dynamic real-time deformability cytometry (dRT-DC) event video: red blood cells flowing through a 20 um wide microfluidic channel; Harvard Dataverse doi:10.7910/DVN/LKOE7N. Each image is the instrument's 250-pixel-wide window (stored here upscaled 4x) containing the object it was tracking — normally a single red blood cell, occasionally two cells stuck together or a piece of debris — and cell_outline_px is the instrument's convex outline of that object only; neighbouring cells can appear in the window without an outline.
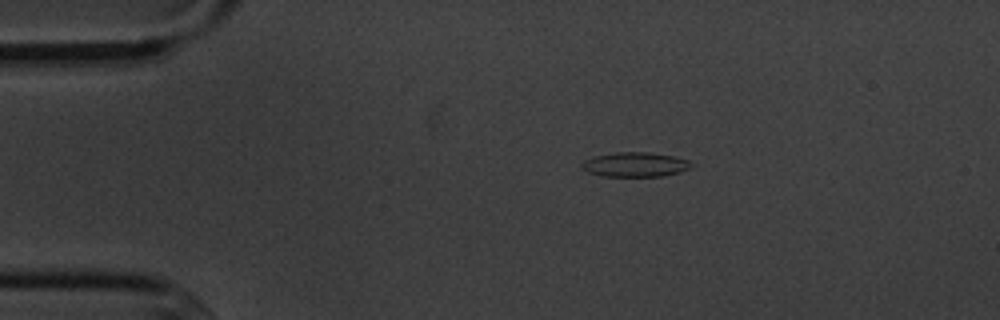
{"species": "common noctule bat (a hibernating species)", "species_latin": "Nyctalus noctula", "temperature_condition": "cold", "stored_images_in_passage": 5, "camera_frame_rate_fps": 3000, "um_per_image_px": 0.085, "animal": {"sex": "male", "body_mass_g": 20.1, "forearm_length_mm": 53.5}, "frame": {"image": 1, "passage_image": 1, "time_ms": 0.0, "image_size_px": [1000, 320], "cell_outline_px": [[692, 164], [688, 168], [680, 172], [664, 176], [604, 176], [588, 172], [580, 168], [580, 164], [584, 160], [596, 156], [616, 152], [648, 152], [672, 156], [688, 160]], "centroid_in_image_um": [53.95, 13.99], "position_along_channel_um": 31.1, "area_um2": 15.55}}
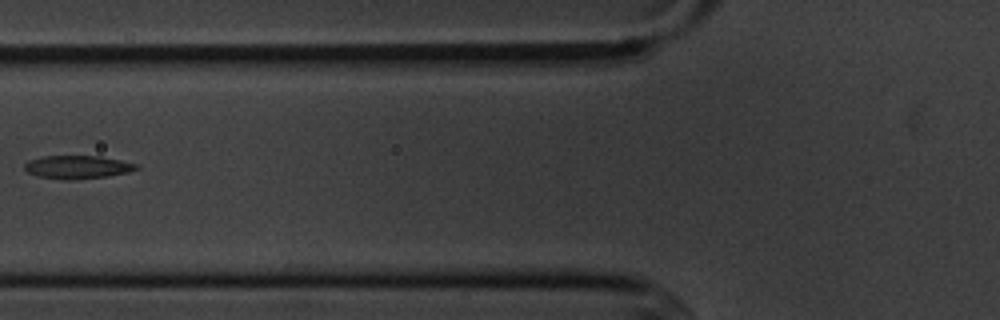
{"frame": {"image": 2, "passage_image": 4, "time_ms": 3.667, "image_size_px": [1000, 320], "cell_outline_px": [[140, 168], [128, 172], [108, 176], [72, 180], [64, 180], [40, 176], [28, 172], [24, 168], [24, 164], [28, 160], [44, 156], [100, 156], [120, 160], [136, 164]], "centroid_in_image_um": [6.58, 14.2], "position_along_channel_um": 119.2, "area_um2": 15.03}}
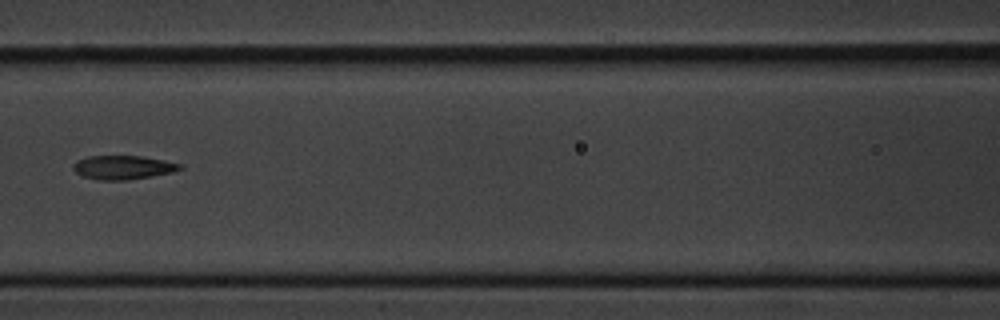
{"frame": {"image": 3, "passage_image": 5, "time_ms": 4.667, "image_size_px": [1000, 320], "cell_outline_px": [[184, 168], [172, 172], [152, 176], [128, 180], [100, 180], [84, 176], [76, 172], [72, 168], [72, 164], [76, 160], [88, 156], [140, 156], [164, 160], [184, 164]], "centroid_in_image_um": [10.47, 14.22], "position_along_channel_um": 156.1, "area_um2": 14.91}}